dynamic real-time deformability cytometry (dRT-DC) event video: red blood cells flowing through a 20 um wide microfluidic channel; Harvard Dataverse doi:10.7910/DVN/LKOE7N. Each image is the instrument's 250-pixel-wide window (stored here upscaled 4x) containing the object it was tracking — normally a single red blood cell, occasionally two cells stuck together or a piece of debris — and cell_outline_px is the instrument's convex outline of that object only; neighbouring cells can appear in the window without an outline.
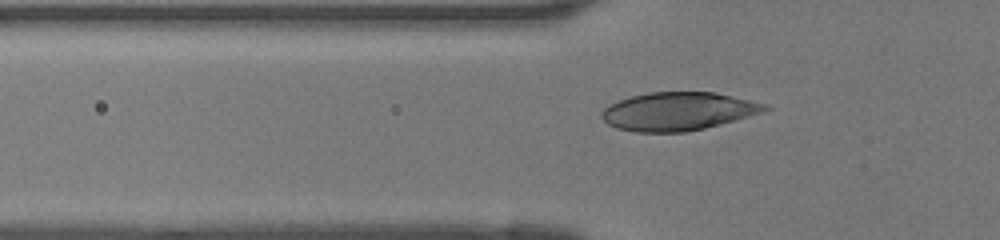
{"species": "human", "species_latin": "Homo sapiens", "temperature_condition": "room temperature", "stored_images_in_passage": 39, "camera_frame_rate_fps": 3000, "um_per_image_px": 0.085, "donor": {"sex": "female"}, "frame": {"image": 1, "passage_image": 11, "time_ms": 3.333, "image_size_px": [1000, 240], "cell_outline_px": [[772, 108], [764, 112], [720, 124], [704, 128], [684, 132], [636, 132], [616, 128], [608, 124], [600, 116], [600, 112], [608, 104], [632, 96], [652, 92], [716, 92], [764, 104]], "centroid_in_image_um": [57.61, 9.46], "position_along_channel_um": 68.2, "area_um2": 36.18}}
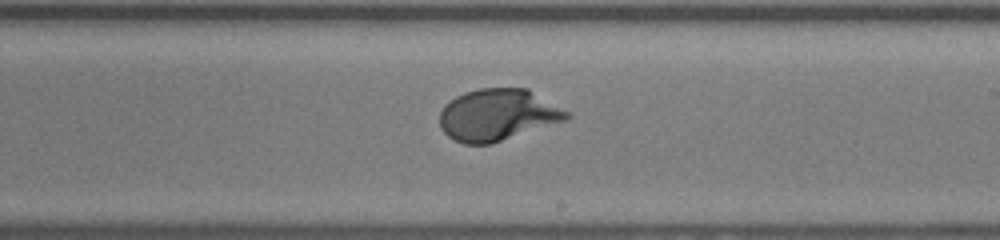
{"frame": {"image": 2, "passage_image": 23, "time_ms": 7.333, "image_size_px": [1000, 240], "cell_outline_px": [[572, 116], [564, 120], [492, 144], [464, 144], [448, 136], [440, 128], [440, 112], [444, 104], [456, 96], [464, 92], [480, 88], [528, 88], [572, 112]], "centroid_in_image_um": [42.32, 9.75], "position_along_channel_um": 246.7, "area_um2": 38.49}}
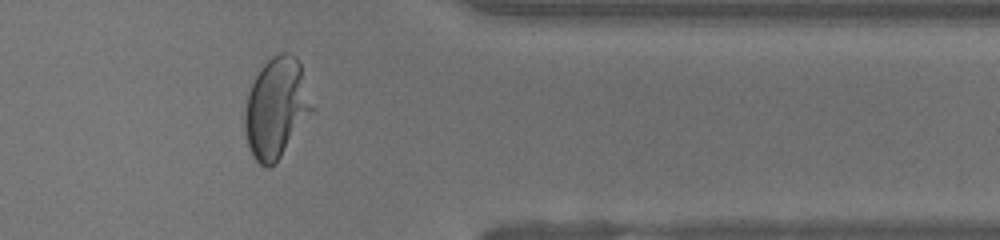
{"frame": {"image": 3, "passage_image": 33, "time_ms": 10.667, "image_size_px": [1000, 240], "cell_outline_px": [[316, 108], [280, 156], [268, 168], [260, 164], [252, 156], [248, 148], [244, 132], [244, 108], [248, 92], [260, 68], [272, 56], [280, 52], [288, 52], [296, 56], [300, 64]], "centroid_in_image_um": [23.49, 9.15], "position_along_channel_um": 387.9, "area_um2": 39.54}}